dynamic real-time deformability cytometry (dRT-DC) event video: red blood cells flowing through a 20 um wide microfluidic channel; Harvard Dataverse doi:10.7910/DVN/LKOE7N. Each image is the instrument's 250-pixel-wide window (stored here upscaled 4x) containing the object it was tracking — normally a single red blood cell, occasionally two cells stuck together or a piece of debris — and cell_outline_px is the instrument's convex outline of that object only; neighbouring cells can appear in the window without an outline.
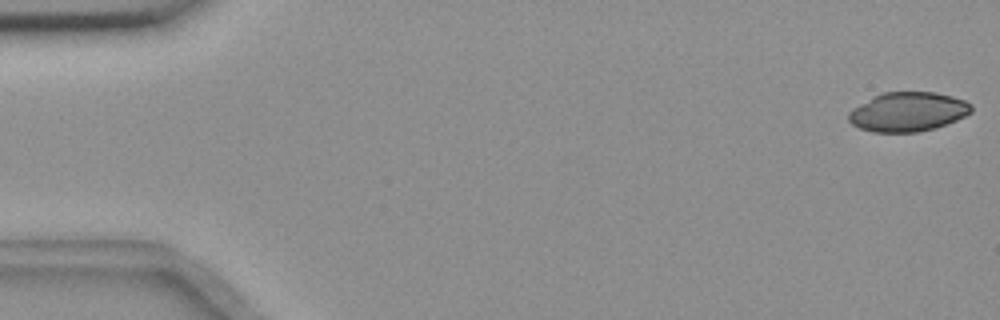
{"species": "common noctule bat (a hibernating species)", "species_latin": "Nyctalus noctula", "temperature_condition": "room temperature", "stored_images_in_passage": 55, "camera_frame_rate_fps": 3000, "um_per_image_px": 0.085, "animal": {"sex": "female", "body_mass_g": 18.4}, "frame": {"image": 1, "passage_image": 1, "time_ms": 0.0, "image_size_px": [1000, 320], "cell_outline_px": [[972, 112], [956, 120], [936, 128], [916, 132], [872, 132], [860, 128], [852, 124], [848, 120], [848, 112], [852, 108], [872, 96], [884, 92], [936, 92], [952, 96], [964, 100], [972, 104]], "centroid_in_image_um": [77.16, 9.5], "position_along_channel_um": 7.8, "area_um2": 28.26}}
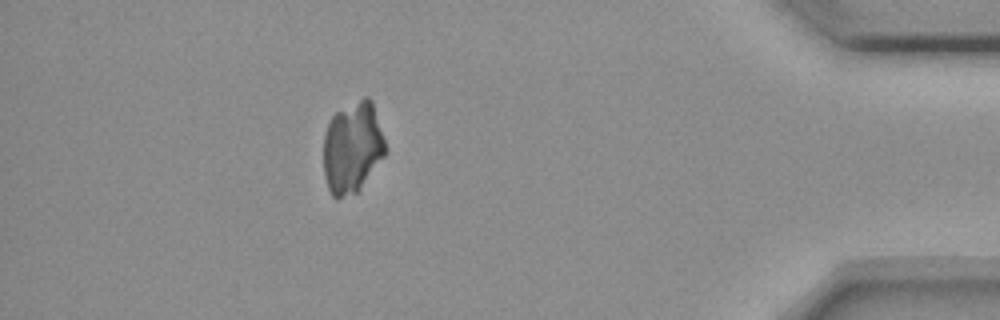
{"frame": {"image": 2, "passage_image": 49, "time_ms": 16.0, "image_size_px": [1000, 320], "cell_outline_px": [[384, 156], [356, 192], [336, 200], [332, 196], [328, 188], [324, 176], [324, 132], [332, 116], [336, 112], [364, 96], [368, 96], [372, 100], [384, 140]], "centroid_in_image_um": [29.92, 12.53], "position_along_channel_um": 405.3, "area_um2": 32.54}}